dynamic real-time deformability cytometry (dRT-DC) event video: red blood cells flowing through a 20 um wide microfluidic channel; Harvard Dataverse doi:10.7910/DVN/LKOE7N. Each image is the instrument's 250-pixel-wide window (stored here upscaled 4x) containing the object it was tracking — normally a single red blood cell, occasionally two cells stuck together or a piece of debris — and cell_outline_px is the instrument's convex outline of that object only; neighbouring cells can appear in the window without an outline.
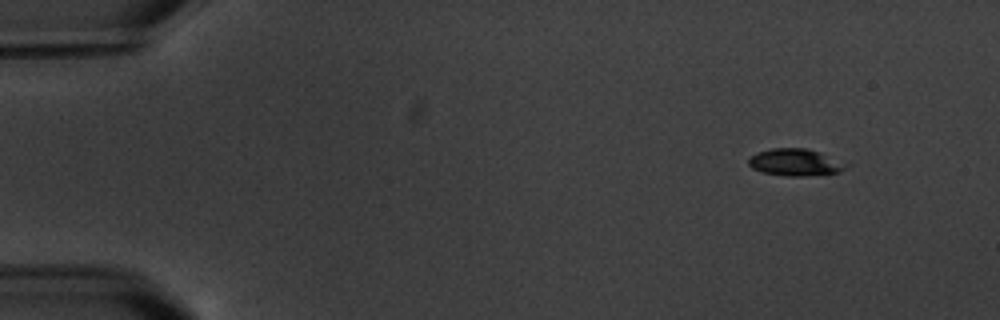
{"species": "common noctule bat (a hibernating species)", "species_latin": "Nyctalus noctula", "temperature_condition": "warm", "stored_images_in_passage": 7, "camera_frame_rate_fps": 3000, "um_per_image_px": 0.085, "animal": {"sex": "male", "body_mass_g": 20.1, "forearm_length_mm": 53.5}, "frame": {"image": 1, "passage_image": 1, "time_ms": 0.0, "image_size_px": [1000, 320], "cell_outline_px": [[852, 164], [840, 172], [804, 176], [784, 176], [764, 172], [752, 168], [748, 164], [748, 160], [752, 156], [760, 152], [772, 148], [804, 148], [820, 152]], "centroid_in_image_um": [67.67, 13.8], "position_along_channel_um": 17.3, "area_um2": 15.37}}
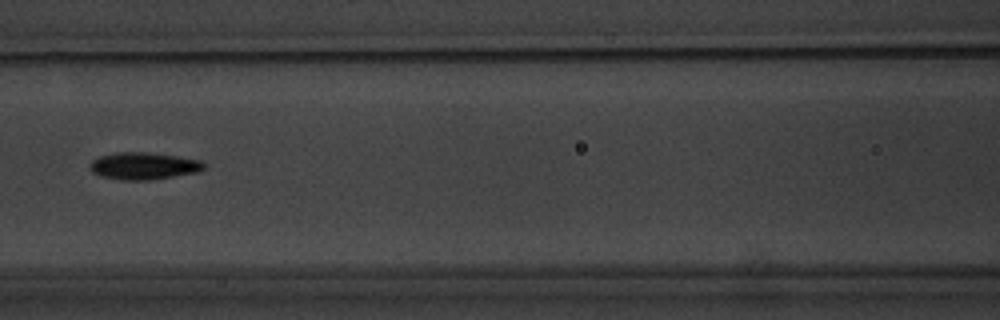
{"frame": {"image": 2, "passage_image": 6, "time_ms": 7.0, "image_size_px": [1000, 320], "cell_outline_px": [[208, 164], [204, 168], [196, 172], [148, 180], [120, 180], [100, 176], [92, 172], [88, 168], [88, 164], [92, 160], [100, 156], [116, 152], [148, 152], [176, 156], [200, 160]], "centroid_in_image_um": [12.16, 14.1], "position_along_channel_um": 154.4, "area_um2": 18.09}}
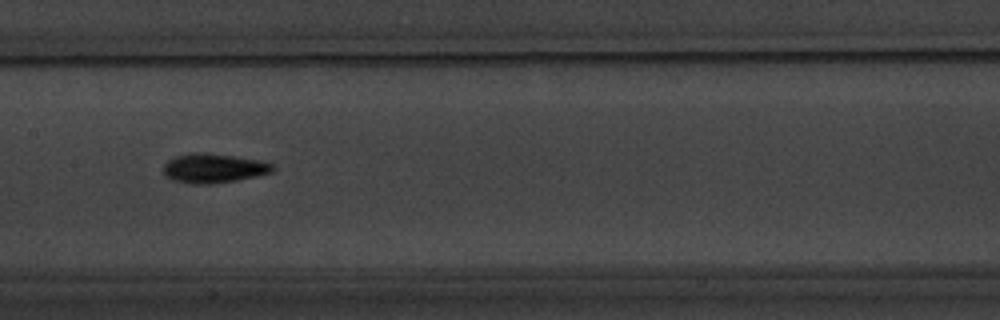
{"frame": {"image": 3, "passage_image": 7, "time_ms": 8.0, "image_size_px": [1000, 320], "cell_outline_px": [[276, 168], [272, 172], [256, 176], [236, 180], [212, 184], [192, 184], [172, 180], [164, 176], [164, 164], [168, 160], [176, 156], [188, 152], [208, 152], [264, 160], [272, 164]], "centroid_in_image_um": [18.16, 14.28], "position_along_channel_um": 189.2, "area_um2": 19.07}}